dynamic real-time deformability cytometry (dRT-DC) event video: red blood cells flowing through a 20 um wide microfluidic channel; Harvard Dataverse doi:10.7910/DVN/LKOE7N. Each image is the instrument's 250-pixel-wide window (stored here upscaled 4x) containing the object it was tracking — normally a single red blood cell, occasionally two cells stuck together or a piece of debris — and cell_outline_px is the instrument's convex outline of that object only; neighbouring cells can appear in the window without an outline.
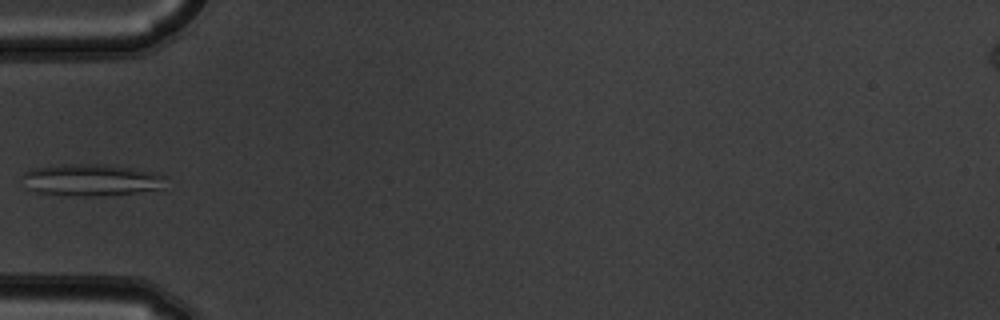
{"species": "common noctule bat (a hibernating species)", "species_latin": "Nyctalus noctula", "temperature_condition": "warm", "stored_images_in_passage": 7, "camera_frame_rate_fps": 3000, "um_per_image_px": 0.085, "animal": {"sex": "male", "body_mass_g": 19.5, "forearm_length_mm": 54.6}, "frame": {"image": 1, "passage_image": 5, "time_ms": 1.333, "image_size_px": [1000, 320], "cell_outline_px": [[164, 176], [160, 188], [136, 192], [96, 196], [84, 196], [36, 192], [28, 188], [24, 176], [24, 172], [32, 168], [64, 164], [104, 164], [128, 168], [148, 172]], "centroid_in_image_um": [7.67, 15.29], "position_along_channel_um": 77.3, "area_um2": 25.72}}
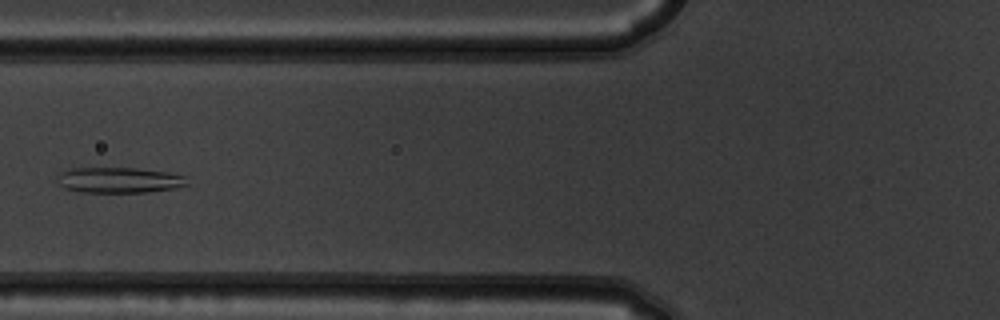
{"frame": {"image": 2, "passage_image": 6, "time_ms": 1.667, "image_size_px": [1000, 320], "cell_outline_px": [[188, 184], [172, 188], [148, 192], [80, 192], [64, 188], [60, 184], [56, 176], [60, 172], [68, 168], [136, 168], [168, 172], [184, 176]], "centroid_in_image_um": [10.07, 15.3], "position_along_channel_um": 115.7, "area_um2": 19.31}}